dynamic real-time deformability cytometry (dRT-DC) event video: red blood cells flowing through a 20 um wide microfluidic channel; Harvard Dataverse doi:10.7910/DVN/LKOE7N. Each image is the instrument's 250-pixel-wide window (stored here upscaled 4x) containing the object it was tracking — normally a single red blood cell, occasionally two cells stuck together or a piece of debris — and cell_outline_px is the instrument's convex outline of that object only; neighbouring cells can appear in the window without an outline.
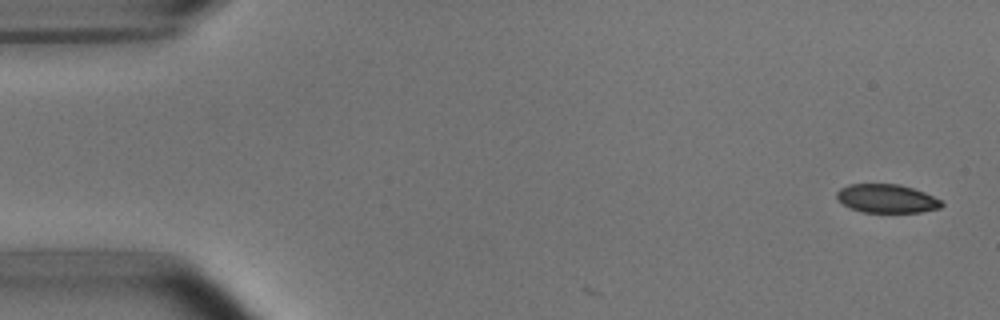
{"species": "common noctule bat (a hibernating species)", "species_latin": "Nyctalus noctula", "temperature_condition": "room temperature", "stored_images_in_passage": 2, "camera_frame_rate_fps": 3000, "um_per_image_px": 0.085, "animal": {"sex": "male", "body_mass_g": 15.6}, "frame": {"image": 1, "passage_image": 2, "time_ms": 0.333, "image_size_px": [1000, 320], "cell_outline_px": [[944, 204], [940, 208], [920, 212], [864, 212], [852, 208], [836, 200], [836, 192], [840, 188], [848, 184], [900, 184], [924, 192], [940, 200]], "centroid_in_image_um": [75.35, 16.87], "position_along_channel_um": 9.7, "area_um2": 17.4}}